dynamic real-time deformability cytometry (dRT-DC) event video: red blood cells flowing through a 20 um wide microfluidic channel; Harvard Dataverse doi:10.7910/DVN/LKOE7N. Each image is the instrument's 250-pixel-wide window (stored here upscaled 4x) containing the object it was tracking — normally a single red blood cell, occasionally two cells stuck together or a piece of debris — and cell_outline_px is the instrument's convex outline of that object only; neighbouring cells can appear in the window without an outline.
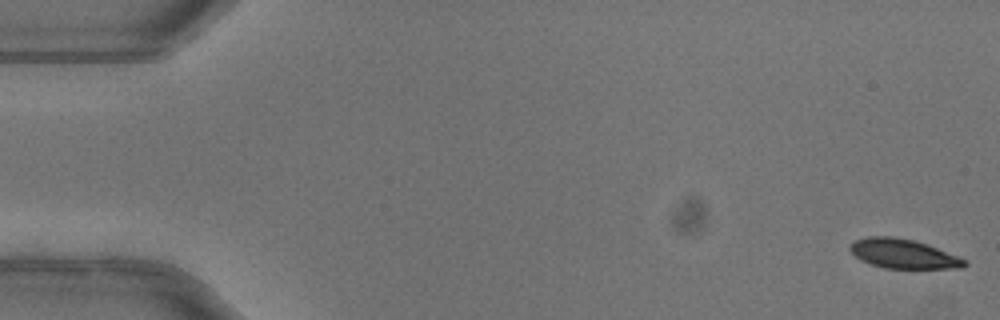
{"species": "common noctule bat (a hibernating species)", "species_latin": "Nyctalus noctula", "temperature_condition": "warm", "stored_images_in_passage": 49, "camera_frame_rate_fps": 3000, "um_per_image_px": 0.085, "animal": {"sex": "female"}, "frame": {"image": 1, "passage_image": 1, "time_ms": 0.0, "image_size_px": [1000, 320], "cell_outline_px": [[968, 264], [964, 268], [884, 268], [860, 260], [848, 248], [856, 240], [868, 236], [892, 236], [916, 240], [968, 260]], "centroid_in_image_um": [76.81, 21.57], "position_along_channel_um": 8.2, "area_um2": 19.54}}
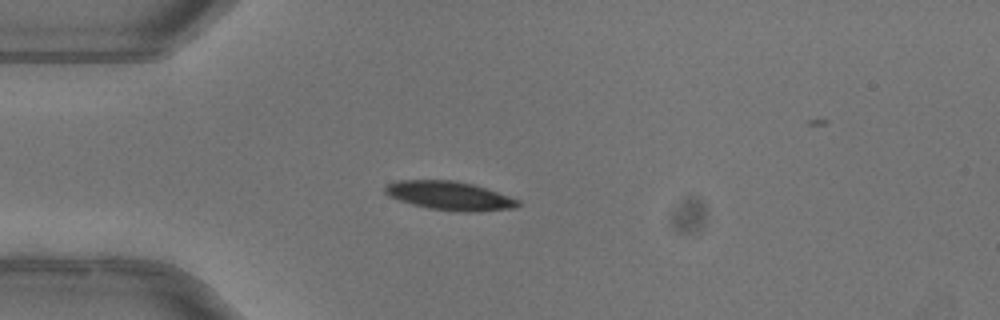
{"frame": {"image": 2, "passage_image": 14, "time_ms": 4.333, "image_size_px": [1000, 320], "cell_outline_px": [[520, 204], [516, 208], [476, 212], [464, 212], [428, 208], [412, 204], [388, 196], [384, 192], [384, 188], [388, 184], [400, 180], [452, 180], [472, 184], [520, 200]], "centroid_in_image_um": [38.21, 16.64], "position_along_channel_um": 46.8, "area_um2": 22.08}}
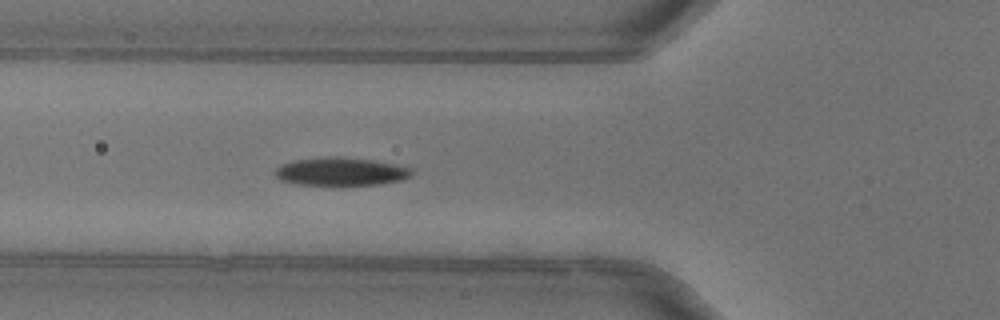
{"frame": {"image": 3, "passage_image": 19, "time_ms": 6.0, "image_size_px": [1000, 320], "cell_outline_px": [[412, 176], [404, 180], [380, 184], [344, 188], [300, 184], [280, 180], [272, 172], [280, 164], [296, 160], [324, 156], [340, 156], [372, 160], [412, 168]], "centroid_in_image_um": [28.97, 14.62], "position_along_channel_um": 96.8, "area_um2": 23.47}, "authors_computed_cell_mechanics": {"area_um2": 22.0796, "velocity_mm_per_s": 4.0032, "shape_relaxation_time_tau1_ms": 3.321, "shape_relaxation_time_tau2_ms": 2.5676, "deformation_change_tau1": 0.1461, "deformation_change_tau2": 0.0568}}